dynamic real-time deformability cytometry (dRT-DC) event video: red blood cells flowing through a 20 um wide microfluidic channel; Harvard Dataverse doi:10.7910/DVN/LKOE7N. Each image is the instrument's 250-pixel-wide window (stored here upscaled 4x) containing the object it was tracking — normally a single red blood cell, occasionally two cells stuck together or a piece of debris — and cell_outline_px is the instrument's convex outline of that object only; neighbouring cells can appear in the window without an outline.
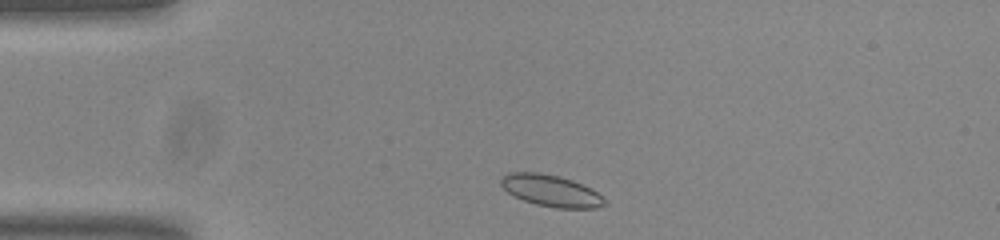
{"species": "common noctule bat (a hibernating species)", "species_latin": "Nyctalus noctula", "temperature_condition": "room temperature", "stored_images_in_passage": 44, "camera_frame_rate_fps": 3000, "um_per_image_px": 0.085, "animal": {"sex": "male", "body_mass_g": 20.0, "forearm_length_mm": 53.3}, "frame": {"image": 1, "passage_image": 2, "time_ms": 0.333, "image_size_px": [1000, 240], "cell_outline_px": [[608, 204], [596, 208], [556, 208], [536, 204], [524, 200], [508, 192], [500, 184], [500, 176], [508, 172], [540, 172], [560, 176], [572, 180], [592, 188]], "centroid_in_image_um": [46.82, 16.19], "position_along_channel_um": 38.2, "area_um2": 19.13}}
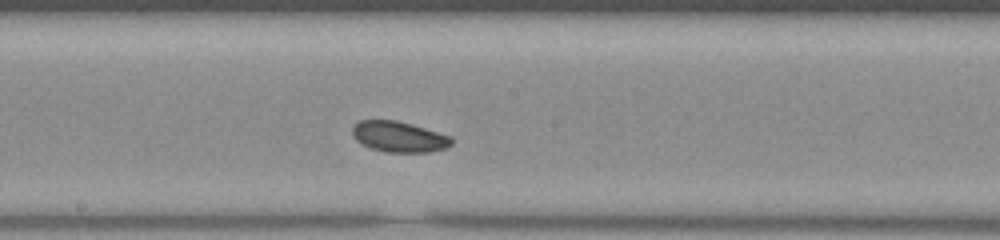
{"frame": {"image": 2, "passage_image": 19, "time_ms": 6.0, "image_size_px": [1000, 240], "cell_outline_px": [[452, 144], [448, 148], [428, 152], [388, 152], [372, 148], [356, 140], [352, 136], [352, 128], [360, 120], [396, 120], [412, 124], [452, 136]], "centroid_in_image_um": [33.95, 11.62], "position_along_channel_um": 214.3, "area_um2": 17.74}}
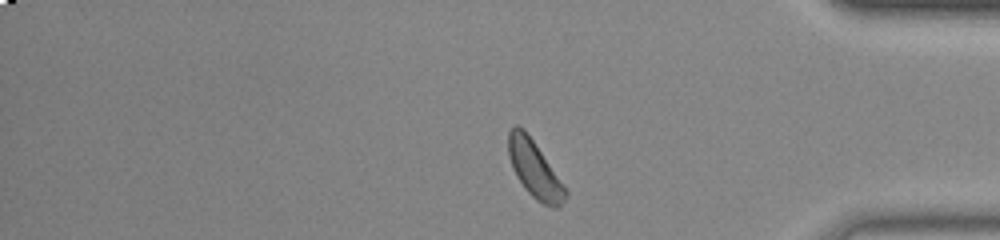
{"frame": {"image": 3, "passage_image": 35, "time_ms": 11.333, "image_size_px": [1000, 240], "cell_outline_px": [[568, 196], [556, 208], [552, 208], [536, 200], [524, 188], [516, 176], [512, 168], [508, 156], [508, 132], [512, 124], [516, 124], [524, 128], [568, 192]], "centroid_in_image_um": [45.39, 14.37], "position_along_channel_um": 389.8, "area_um2": 18.67}, "authors_computed_cell_mechanics": {"area_um2": 18.2648, "velocity_mm_per_s": 3.7086, "shape_relaxation_time_tau1_ms": 6.5882, "shape_relaxation_time_tau2_ms": null, "deformation_change_tau1": 0.0766, "deformation_change_tau2": null}}